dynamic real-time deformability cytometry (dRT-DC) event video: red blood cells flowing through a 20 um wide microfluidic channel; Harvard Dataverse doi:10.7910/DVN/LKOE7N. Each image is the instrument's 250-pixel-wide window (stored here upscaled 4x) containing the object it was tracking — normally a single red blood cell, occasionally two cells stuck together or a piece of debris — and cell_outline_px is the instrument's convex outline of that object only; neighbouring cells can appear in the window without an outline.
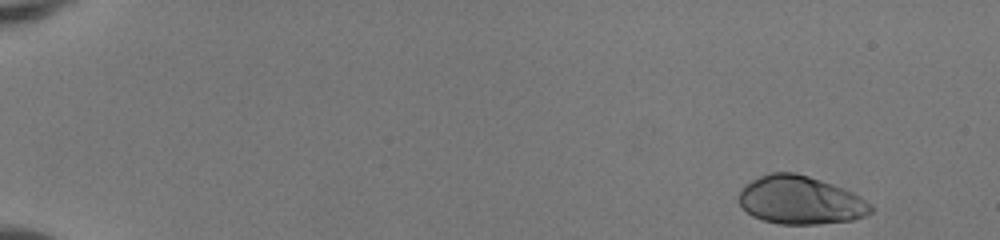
{"species": "human", "species_latin": "Homo sapiens", "temperature_condition": "room temperature", "stored_images_in_passage": 48, "camera_frame_rate_fps": 3000, "um_per_image_px": 0.085, "donor": {"sex": "female"}, "frame": {"image": 1, "passage_image": 1, "time_ms": 0.0, "image_size_px": [1000, 240], "cell_outline_px": [[876, 208], [872, 212], [864, 216], [852, 220], [820, 224], [780, 224], [764, 220], [752, 216], [736, 200], [736, 196], [740, 188], [744, 184], [768, 172], [796, 172], [832, 184], [852, 192], [860, 196], [872, 204]], "centroid_in_image_um": [68.01, 17.01], "position_along_channel_um": 17.0, "area_um2": 37.45}}
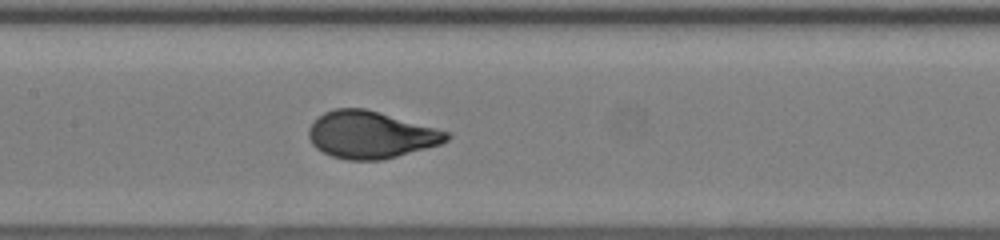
{"frame": {"image": 2, "passage_image": 24, "time_ms": 7.667, "image_size_px": [1000, 240], "cell_outline_px": [[452, 136], [448, 140], [440, 144], [396, 156], [380, 160], [348, 160], [332, 156], [316, 148], [312, 144], [308, 136], [308, 128], [324, 112], [336, 108], [364, 108], [436, 128], [448, 132]], "centroid_in_image_um": [31.49, 11.46], "position_along_channel_um": 175.9, "area_um2": 37.45}}
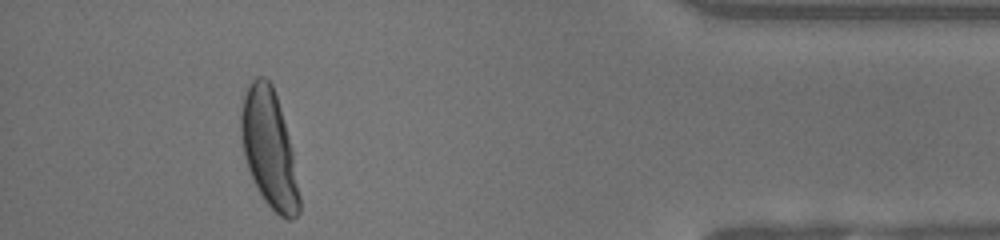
{"frame": {"image": 3, "passage_image": 44, "time_ms": 14.333, "image_size_px": [1000, 240], "cell_outline_px": [[300, 212], [292, 220], [288, 220], [280, 216], [264, 200], [248, 168], [244, 156], [240, 136], [240, 112], [244, 96], [248, 84], [256, 76], [264, 76], [272, 84], [280, 108], [288, 136], [292, 152], [300, 196]], "centroid_in_image_um": [22.86, 12.63], "position_along_channel_um": 412.3, "area_um2": 39.59}, "authors_computed_cell_mechanics": {"area_um2": 37.3966, "velocity_mm_per_s": 4.1547, "shape_relaxation_time_tau1_ms": 3.0693, "shape_relaxation_time_tau2_ms": null, "deformation_change_tau1": 0.195, "deformation_change_tau2": null}}